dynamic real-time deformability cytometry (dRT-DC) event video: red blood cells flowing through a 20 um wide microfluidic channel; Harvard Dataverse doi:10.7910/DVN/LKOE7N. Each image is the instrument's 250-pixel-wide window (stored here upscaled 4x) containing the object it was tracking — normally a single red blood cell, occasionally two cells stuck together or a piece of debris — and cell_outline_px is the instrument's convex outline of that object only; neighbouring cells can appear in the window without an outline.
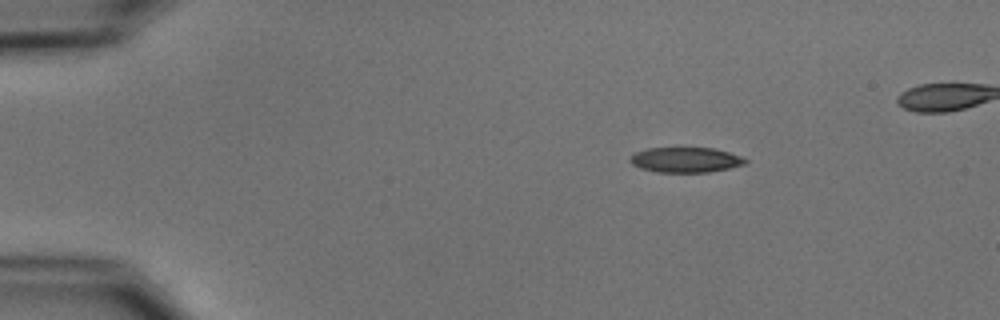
{"species": "common noctule bat (a hibernating species)", "species_latin": "Nyctalus noctula", "temperature_condition": "cold", "stored_images_in_passage": 44, "camera_frame_rate_fps": 3000, "um_per_image_px": 0.085, "animal": {"sex": "male", "body_mass_g": 15.6}, "frame": {"image": 1, "passage_image": 1, "time_ms": 0.0, "image_size_px": [1000, 320], "cell_outline_px": [[748, 160], [744, 164], [728, 168], [708, 172], [656, 172], [640, 168], [632, 164], [628, 160], [636, 152], [648, 148], [712, 148], [744, 156]], "centroid_in_image_um": [58.28, 13.59], "position_along_channel_um": 26.7, "area_um2": 16.82}}
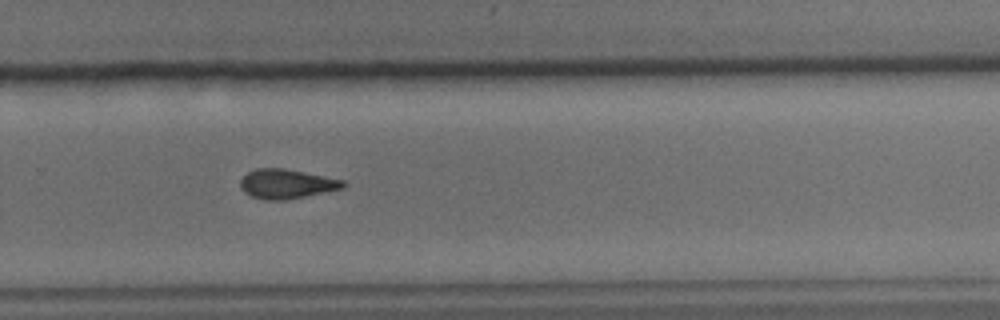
{"frame": {"image": 2, "passage_image": 29, "time_ms": 9.333, "image_size_px": [1000, 320], "cell_outline_px": [[348, 184], [344, 188], [284, 200], [264, 200], [252, 196], [244, 192], [240, 188], [240, 180], [248, 172], [256, 168], [284, 168], [344, 180]], "centroid_in_image_um": [24.35, 15.63], "position_along_channel_um": 305.4, "area_um2": 17.57}}
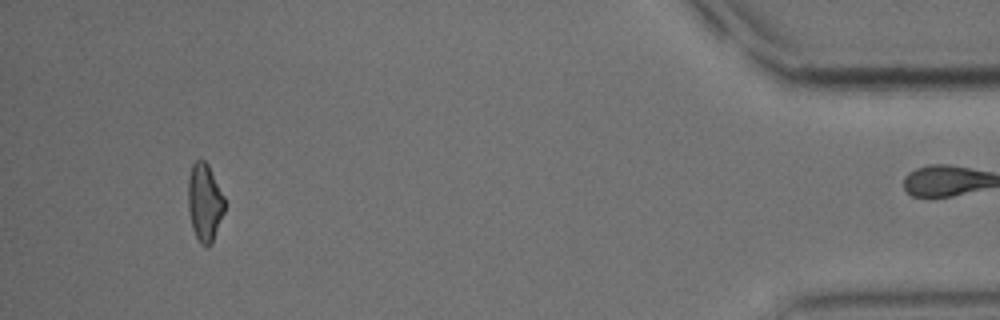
{"frame": {"image": 3, "passage_image": 43, "time_ms": 14.0, "image_size_px": [1000, 320], "cell_outline_px": [[224, 212], [212, 244], [200, 244], [192, 228], [188, 212], [188, 176], [192, 164], [196, 160], [204, 160], [208, 164], [224, 196]], "centroid_in_image_um": [17.38, 17.19], "position_along_channel_um": 417.8, "area_um2": 16.59}}